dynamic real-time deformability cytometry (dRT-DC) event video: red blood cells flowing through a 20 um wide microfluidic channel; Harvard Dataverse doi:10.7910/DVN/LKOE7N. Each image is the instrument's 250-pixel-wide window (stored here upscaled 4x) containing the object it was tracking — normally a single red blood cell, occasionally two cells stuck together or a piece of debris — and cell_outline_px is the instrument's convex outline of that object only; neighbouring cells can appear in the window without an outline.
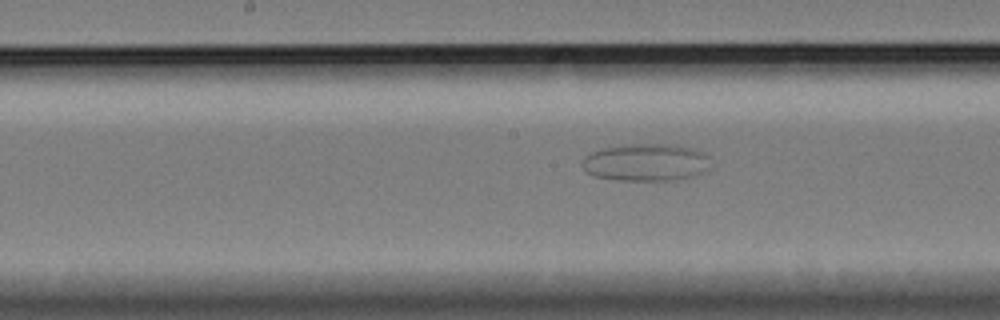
{"species": "Egyptian fruit bat (a non-hibernating species)", "species_latin": "Rousettus aegyptiacus", "temperature_condition": "cold", "stored_images_in_passage": 29, "camera_frame_rate_fps": 3000, "um_per_image_px": 0.085, "animal": {"sex": "female"}, "frame": {"image": 1, "passage_image": 14, "time_ms": 4.333, "image_size_px": [1000, 320], "cell_outline_px": [[708, 156], [704, 168], [700, 172], [688, 176], [672, 180], [620, 180], [596, 176], [588, 172], [584, 168], [584, 156], [600, 148], [632, 144], [672, 144], [696, 148], [704, 152]], "centroid_in_image_um": [54.87, 13.77], "position_along_channel_um": 193.3, "area_um2": 27.34}}
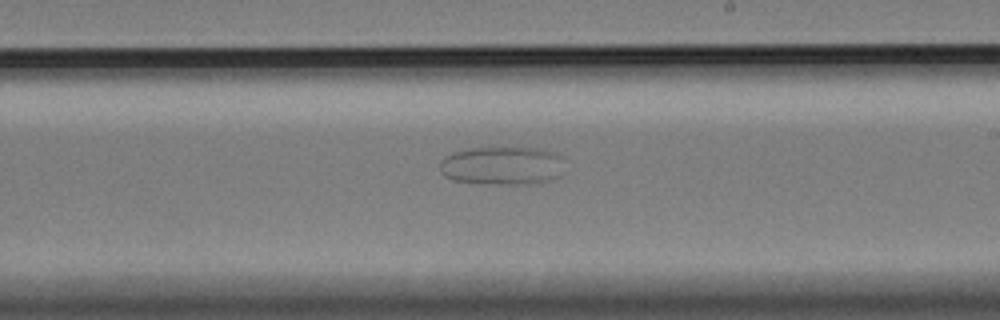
{"frame": {"image": 2, "passage_image": 19, "time_ms": 6.0, "image_size_px": [1000, 320], "cell_outline_px": [[564, 156], [556, 176], [544, 180], [516, 184], [484, 184], [452, 180], [444, 176], [440, 172], [440, 160], [444, 156], [452, 152], [472, 148], [544, 148], [556, 152]], "centroid_in_image_um": [42.59, 14.06], "position_along_channel_um": 246.4, "area_um2": 27.74}}
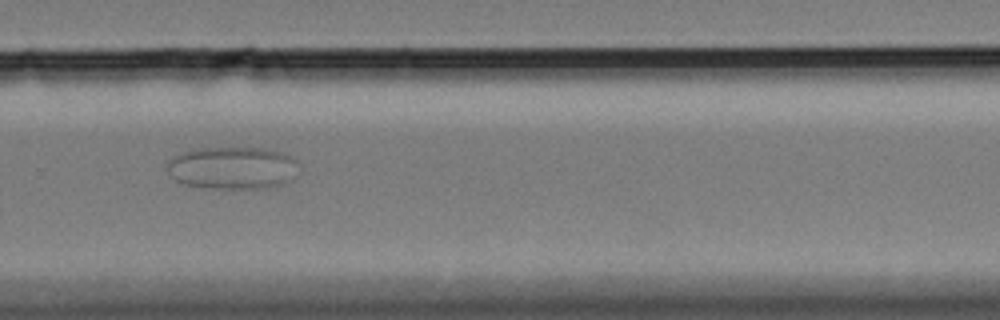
{"frame": {"image": 3, "passage_image": 25, "time_ms": 8.0, "image_size_px": [1000, 320], "cell_outline_px": [[296, 160], [292, 180], [288, 184], [264, 188], [212, 188], [184, 184], [176, 180], [168, 172], [168, 160], [172, 156], [180, 152], [196, 148], [264, 148], [284, 152]], "centroid_in_image_um": [19.75, 14.26], "position_along_channel_um": 310.1, "area_um2": 32.66}}